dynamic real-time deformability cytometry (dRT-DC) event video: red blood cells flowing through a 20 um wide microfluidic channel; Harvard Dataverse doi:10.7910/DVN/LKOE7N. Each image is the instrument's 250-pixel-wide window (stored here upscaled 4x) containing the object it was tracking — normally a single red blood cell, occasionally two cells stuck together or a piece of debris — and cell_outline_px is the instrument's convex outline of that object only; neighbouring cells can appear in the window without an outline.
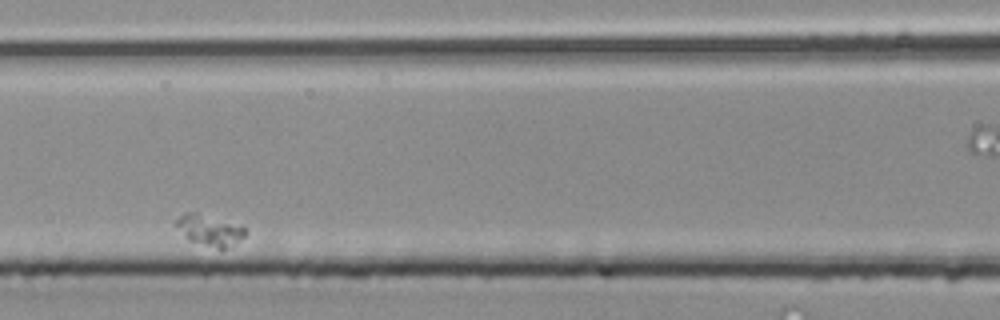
{"species": "common noctule bat (a hibernating species)", "species_latin": "Nyctalus noctula", "temperature_condition": "room temperature", "stored_images_in_passage": 30, "camera_frame_rate_fps": 3000, "um_per_image_px": 0.085, "animal": {"sex": "male", "body_mass_g": 20.4}, "frame": {"image": 1, "passage_image": 10, "time_ms": 3.0, "image_size_px": [1000, 320], "cell_outline_px": [[248, 232], [244, 236], [224, 248], [220, 248], [188, 240], [172, 224], [184, 212], [196, 212], [248, 228]], "centroid_in_image_um": [17.75, 19.53], "position_along_channel_um": 148.8, "area_um2": 12.2}}